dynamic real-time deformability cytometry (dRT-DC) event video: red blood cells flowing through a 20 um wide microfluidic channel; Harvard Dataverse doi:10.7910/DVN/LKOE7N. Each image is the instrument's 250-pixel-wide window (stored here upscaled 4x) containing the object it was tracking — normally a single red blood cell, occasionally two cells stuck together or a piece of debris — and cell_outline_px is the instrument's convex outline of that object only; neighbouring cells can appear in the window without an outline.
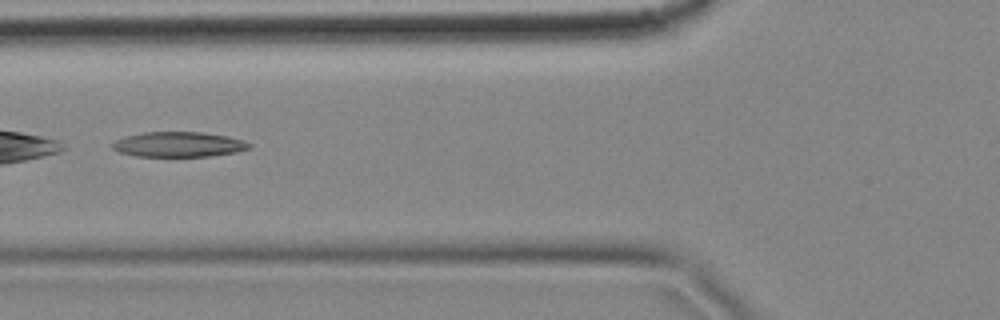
{"species": "common noctule bat (a hibernating species)", "species_latin": "Nyctalus noctula", "temperature_condition": "cold", "stored_images_in_passage": 9, "camera_frame_rate_fps": 3000, "um_per_image_px": 0.085, "animal": {"sex": "female", "body_mass_g": 18.4}, "frame": {"image": 1, "passage_image": 6, "time_ms": 1.667, "image_size_px": [1000, 320], "cell_outline_px": [[252, 144], [248, 148], [236, 152], [212, 156], [136, 156], [120, 152], [112, 148], [112, 144], [116, 140], [124, 136], [144, 132], [200, 132], [228, 136], [244, 140]], "centroid_in_image_um": [15.19, 12.27], "position_along_channel_um": 110.6, "area_um2": 19.94}}
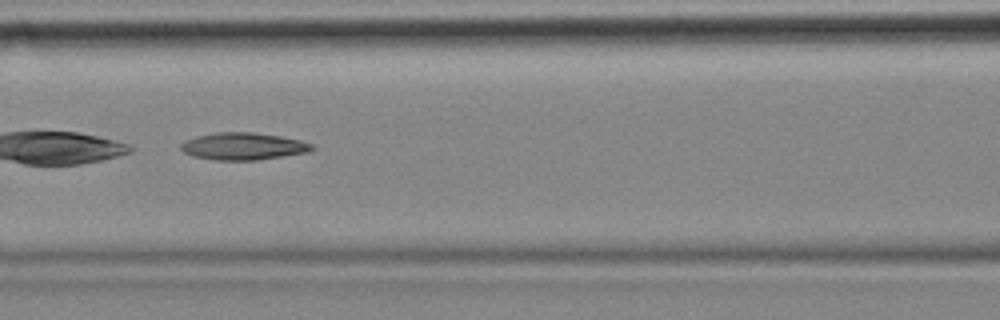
{"frame": {"image": 2, "passage_image": 7, "time_ms": 2.0, "image_size_px": [1000, 320], "cell_outline_px": [[316, 148], [308, 152], [256, 160], [216, 160], [192, 156], [184, 152], [180, 148], [180, 144], [184, 140], [196, 136], [216, 132], [252, 132], [280, 136], [300, 140], [312, 144]], "centroid_in_image_um": [20.65, 12.43], "position_along_channel_um": 146.0, "area_um2": 20.81}}